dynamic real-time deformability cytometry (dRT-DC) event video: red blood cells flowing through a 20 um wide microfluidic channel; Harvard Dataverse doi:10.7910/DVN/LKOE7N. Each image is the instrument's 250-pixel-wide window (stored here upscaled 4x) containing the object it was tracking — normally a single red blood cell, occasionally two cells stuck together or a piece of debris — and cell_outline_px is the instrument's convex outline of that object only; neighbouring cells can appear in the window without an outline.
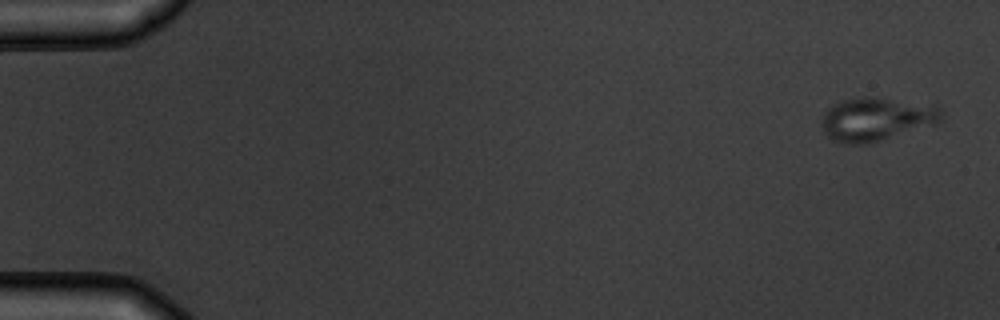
{"species": "common noctule bat (a hibernating species)", "species_latin": "Nyctalus noctula", "temperature_condition": "warm", "stored_images_in_passage": 6, "camera_frame_rate_fps": 3000, "um_per_image_px": 0.085, "animal": {"sex": "male", "body_mass_g": 19.5, "forearm_length_mm": 54.6}, "frame": {"image": 1, "passage_image": 1, "time_ms": 0.0, "image_size_px": [1000, 320], "cell_outline_px": [[944, 116], [940, 120], [868, 144], [840, 144], [828, 136], [824, 132], [820, 124], [824, 112], [832, 104], [840, 100], [864, 96], [872, 96], [936, 104], [944, 112]], "centroid_in_image_um": [74.43, 10.09], "position_along_channel_um": 10.6, "area_um2": 30.35}}